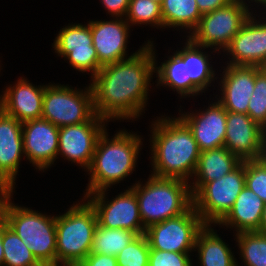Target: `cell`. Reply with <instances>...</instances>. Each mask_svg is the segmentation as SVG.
<instances>
[{
  "mask_svg": "<svg viewBox=\"0 0 266 266\" xmlns=\"http://www.w3.org/2000/svg\"><path fill=\"white\" fill-rule=\"evenodd\" d=\"M145 44L128 58L102 66L91 78L94 109L101 118L131 120L144 110L157 64L153 42Z\"/></svg>",
  "mask_w": 266,
  "mask_h": 266,
  "instance_id": "cell-1",
  "label": "cell"
},
{
  "mask_svg": "<svg viewBox=\"0 0 266 266\" xmlns=\"http://www.w3.org/2000/svg\"><path fill=\"white\" fill-rule=\"evenodd\" d=\"M152 125V175L189 182L200 156L191 129L180 117H159Z\"/></svg>",
  "mask_w": 266,
  "mask_h": 266,
  "instance_id": "cell-2",
  "label": "cell"
},
{
  "mask_svg": "<svg viewBox=\"0 0 266 266\" xmlns=\"http://www.w3.org/2000/svg\"><path fill=\"white\" fill-rule=\"evenodd\" d=\"M98 138L90 167V175L85 196L108 189L127 178L136 167L142 141L140 136L120 130L110 140L106 132Z\"/></svg>",
  "mask_w": 266,
  "mask_h": 266,
  "instance_id": "cell-3",
  "label": "cell"
},
{
  "mask_svg": "<svg viewBox=\"0 0 266 266\" xmlns=\"http://www.w3.org/2000/svg\"><path fill=\"white\" fill-rule=\"evenodd\" d=\"M130 189L135 193L145 229L186 213L193 206L189 182L178 178L149 175L146 184L136 182Z\"/></svg>",
  "mask_w": 266,
  "mask_h": 266,
  "instance_id": "cell-4",
  "label": "cell"
},
{
  "mask_svg": "<svg viewBox=\"0 0 266 266\" xmlns=\"http://www.w3.org/2000/svg\"><path fill=\"white\" fill-rule=\"evenodd\" d=\"M11 198L12 194L0 200V211L8 226L43 266H56V216L15 206Z\"/></svg>",
  "mask_w": 266,
  "mask_h": 266,
  "instance_id": "cell-5",
  "label": "cell"
},
{
  "mask_svg": "<svg viewBox=\"0 0 266 266\" xmlns=\"http://www.w3.org/2000/svg\"><path fill=\"white\" fill-rule=\"evenodd\" d=\"M98 219L87 202L56 216V266L79 265L90 253Z\"/></svg>",
  "mask_w": 266,
  "mask_h": 266,
  "instance_id": "cell-6",
  "label": "cell"
},
{
  "mask_svg": "<svg viewBox=\"0 0 266 266\" xmlns=\"http://www.w3.org/2000/svg\"><path fill=\"white\" fill-rule=\"evenodd\" d=\"M95 114L90 84L84 91L64 84L45 86L42 118L58 128L87 122Z\"/></svg>",
  "mask_w": 266,
  "mask_h": 266,
  "instance_id": "cell-7",
  "label": "cell"
},
{
  "mask_svg": "<svg viewBox=\"0 0 266 266\" xmlns=\"http://www.w3.org/2000/svg\"><path fill=\"white\" fill-rule=\"evenodd\" d=\"M245 187V161L220 179L207 182L194 196L193 206L206 225L218 224Z\"/></svg>",
  "mask_w": 266,
  "mask_h": 266,
  "instance_id": "cell-8",
  "label": "cell"
},
{
  "mask_svg": "<svg viewBox=\"0 0 266 266\" xmlns=\"http://www.w3.org/2000/svg\"><path fill=\"white\" fill-rule=\"evenodd\" d=\"M248 5L232 0L226 6L202 15L196 29L189 34L195 44L224 50L248 17L252 14ZM218 46V47H217Z\"/></svg>",
  "mask_w": 266,
  "mask_h": 266,
  "instance_id": "cell-9",
  "label": "cell"
},
{
  "mask_svg": "<svg viewBox=\"0 0 266 266\" xmlns=\"http://www.w3.org/2000/svg\"><path fill=\"white\" fill-rule=\"evenodd\" d=\"M205 225L192 206L182 215L149 226L145 235L150 249L190 253L196 251V238Z\"/></svg>",
  "mask_w": 266,
  "mask_h": 266,
  "instance_id": "cell-10",
  "label": "cell"
},
{
  "mask_svg": "<svg viewBox=\"0 0 266 266\" xmlns=\"http://www.w3.org/2000/svg\"><path fill=\"white\" fill-rule=\"evenodd\" d=\"M107 189L100 190L84 196L95 209L98 224L110 229H125L136 232L138 235L145 234L139 204L135 193L128 188L111 201H106Z\"/></svg>",
  "mask_w": 266,
  "mask_h": 266,
  "instance_id": "cell-11",
  "label": "cell"
},
{
  "mask_svg": "<svg viewBox=\"0 0 266 266\" xmlns=\"http://www.w3.org/2000/svg\"><path fill=\"white\" fill-rule=\"evenodd\" d=\"M105 121L97 113L87 122L67 125L59 128L58 154L65 159L76 162L81 167H90L96 144L106 129Z\"/></svg>",
  "mask_w": 266,
  "mask_h": 266,
  "instance_id": "cell-12",
  "label": "cell"
},
{
  "mask_svg": "<svg viewBox=\"0 0 266 266\" xmlns=\"http://www.w3.org/2000/svg\"><path fill=\"white\" fill-rule=\"evenodd\" d=\"M53 48L59 56L67 58L76 70L91 72L92 78L102 67L93 46L89 23L71 24L62 28L55 38Z\"/></svg>",
  "mask_w": 266,
  "mask_h": 266,
  "instance_id": "cell-13",
  "label": "cell"
},
{
  "mask_svg": "<svg viewBox=\"0 0 266 266\" xmlns=\"http://www.w3.org/2000/svg\"><path fill=\"white\" fill-rule=\"evenodd\" d=\"M59 128L43 119H33L22 123L24 156L36 169L49 168L57 159Z\"/></svg>",
  "mask_w": 266,
  "mask_h": 266,
  "instance_id": "cell-14",
  "label": "cell"
},
{
  "mask_svg": "<svg viewBox=\"0 0 266 266\" xmlns=\"http://www.w3.org/2000/svg\"><path fill=\"white\" fill-rule=\"evenodd\" d=\"M225 51L232 56L228 65L262 67L266 62V21L261 23L252 13Z\"/></svg>",
  "mask_w": 266,
  "mask_h": 266,
  "instance_id": "cell-15",
  "label": "cell"
},
{
  "mask_svg": "<svg viewBox=\"0 0 266 266\" xmlns=\"http://www.w3.org/2000/svg\"><path fill=\"white\" fill-rule=\"evenodd\" d=\"M191 129L200 152L224 146L227 110L217 101L200 113L181 114Z\"/></svg>",
  "mask_w": 266,
  "mask_h": 266,
  "instance_id": "cell-16",
  "label": "cell"
},
{
  "mask_svg": "<svg viewBox=\"0 0 266 266\" xmlns=\"http://www.w3.org/2000/svg\"><path fill=\"white\" fill-rule=\"evenodd\" d=\"M263 131L248 114L227 111L224 146L241 161L257 160Z\"/></svg>",
  "mask_w": 266,
  "mask_h": 266,
  "instance_id": "cell-17",
  "label": "cell"
},
{
  "mask_svg": "<svg viewBox=\"0 0 266 266\" xmlns=\"http://www.w3.org/2000/svg\"><path fill=\"white\" fill-rule=\"evenodd\" d=\"M116 19L89 21L93 46L102 66L124 60L127 57L128 30L132 25H129L124 17Z\"/></svg>",
  "mask_w": 266,
  "mask_h": 266,
  "instance_id": "cell-18",
  "label": "cell"
},
{
  "mask_svg": "<svg viewBox=\"0 0 266 266\" xmlns=\"http://www.w3.org/2000/svg\"><path fill=\"white\" fill-rule=\"evenodd\" d=\"M221 77L218 102L227 111L247 114L255 83V66L227 65Z\"/></svg>",
  "mask_w": 266,
  "mask_h": 266,
  "instance_id": "cell-19",
  "label": "cell"
},
{
  "mask_svg": "<svg viewBox=\"0 0 266 266\" xmlns=\"http://www.w3.org/2000/svg\"><path fill=\"white\" fill-rule=\"evenodd\" d=\"M45 85L33 86L20 78L0 96V109L20 122L42 118Z\"/></svg>",
  "mask_w": 266,
  "mask_h": 266,
  "instance_id": "cell-20",
  "label": "cell"
},
{
  "mask_svg": "<svg viewBox=\"0 0 266 266\" xmlns=\"http://www.w3.org/2000/svg\"><path fill=\"white\" fill-rule=\"evenodd\" d=\"M22 122L0 109V178L13 190L21 156Z\"/></svg>",
  "mask_w": 266,
  "mask_h": 266,
  "instance_id": "cell-21",
  "label": "cell"
},
{
  "mask_svg": "<svg viewBox=\"0 0 266 266\" xmlns=\"http://www.w3.org/2000/svg\"><path fill=\"white\" fill-rule=\"evenodd\" d=\"M241 162L225 146L200 152L193 175L195 182L189 184L192 195L194 196L207 182L220 179L230 173Z\"/></svg>",
  "mask_w": 266,
  "mask_h": 266,
  "instance_id": "cell-22",
  "label": "cell"
},
{
  "mask_svg": "<svg viewBox=\"0 0 266 266\" xmlns=\"http://www.w3.org/2000/svg\"><path fill=\"white\" fill-rule=\"evenodd\" d=\"M264 204L258 195L245 186L232 209L218 224L235 228L237 233L258 231Z\"/></svg>",
  "mask_w": 266,
  "mask_h": 266,
  "instance_id": "cell-23",
  "label": "cell"
},
{
  "mask_svg": "<svg viewBox=\"0 0 266 266\" xmlns=\"http://www.w3.org/2000/svg\"><path fill=\"white\" fill-rule=\"evenodd\" d=\"M187 38L184 48L180 51L176 50V53L184 62H187L188 78H191V95L195 96L204 92L217 77H215L213 67L209 64L208 54L201 52L202 48L204 50L207 47L197 45L189 37Z\"/></svg>",
  "mask_w": 266,
  "mask_h": 266,
  "instance_id": "cell-24",
  "label": "cell"
},
{
  "mask_svg": "<svg viewBox=\"0 0 266 266\" xmlns=\"http://www.w3.org/2000/svg\"><path fill=\"white\" fill-rule=\"evenodd\" d=\"M212 225L198 233L194 249L198 250L201 266H239L230 247L217 235Z\"/></svg>",
  "mask_w": 266,
  "mask_h": 266,
  "instance_id": "cell-25",
  "label": "cell"
},
{
  "mask_svg": "<svg viewBox=\"0 0 266 266\" xmlns=\"http://www.w3.org/2000/svg\"><path fill=\"white\" fill-rule=\"evenodd\" d=\"M163 27H180L192 33L198 26L202 14L196 0H163L161 2Z\"/></svg>",
  "mask_w": 266,
  "mask_h": 266,
  "instance_id": "cell-26",
  "label": "cell"
},
{
  "mask_svg": "<svg viewBox=\"0 0 266 266\" xmlns=\"http://www.w3.org/2000/svg\"><path fill=\"white\" fill-rule=\"evenodd\" d=\"M157 86L165 85L174 89L183 97L191 95V78H188L187 62L175 52L159 67L155 66ZM158 74V75H157Z\"/></svg>",
  "mask_w": 266,
  "mask_h": 266,
  "instance_id": "cell-27",
  "label": "cell"
},
{
  "mask_svg": "<svg viewBox=\"0 0 266 266\" xmlns=\"http://www.w3.org/2000/svg\"><path fill=\"white\" fill-rule=\"evenodd\" d=\"M138 234L125 229H110L97 224L89 254L117 256Z\"/></svg>",
  "mask_w": 266,
  "mask_h": 266,
  "instance_id": "cell-28",
  "label": "cell"
},
{
  "mask_svg": "<svg viewBox=\"0 0 266 266\" xmlns=\"http://www.w3.org/2000/svg\"><path fill=\"white\" fill-rule=\"evenodd\" d=\"M3 266H43L8 225L2 235Z\"/></svg>",
  "mask_w": 266,
  "mask_h": 266,
  "instance_id": "cell-29",
  "label": "cell"
},
{
  "mask_svg": "<svg viewBox=\"0 0 266 266\" xmlns=\"http://www.w3.org/2000/svg\"><path fill=\"white\" fill-rule=\"evenodd\" d=\"M235 236L245 266H266V234L252 231Z\"/></svg>",
  "mask_w": 266,
  "mask_h": 266,
  "instance_id": "cell-30",
  "label": "cell"
},
{
  "mask_svg": "<svg viewBox=\"0 0 266 266\" xmlns=\"http://www.w3.org/2000/svg\"><path fill=\"white\" fill-rule=\"evenodd\" d=\"M125 16L129 25L150 24L163 27L161 3L154 0H130Z\"/></svg>",
  "mask_w": 266,
  "mask_h": 266,
  "instance_id": "cell-31",
  "label": "cell"
},
{
  "mask_svg": "<svg viewBox=\"0 0 266 266\" xmlns=\"http://www.w3.org/2000/svg\"><path fill=\"white\" fill-rule=\"evenodd\" d=\"M247 114L263 129L266 128V72L255 66V83Z\"/></svg>",
  "mask_w": 266,
  "mask_h": 266,
  "instance_id": "cell-32",
  "label": "cell"
},
{
  "mask_svg": "<svg viewBox=\"0 0 266 266\" xmlns=\"http://www.w3.org/2000/svg\"><path fill=\"white\" fill-rule=\"evenodd\" d=\"M149 252L148 239L140 234L117 254V266H148Z\"/></svg>",
  "mask_w": 266,
  "mask_h": 266,
  "instance_id": "cell-33",
  "label": "cell"
},
{
  "mask_svg": "<svg viewBox=\"0 0 266 266\" xmlns=\"http://www.w3.org/2000/svg\"><path fill=\"white\" fill-rule=\"evenodd\" d=\"M245 186L266 203V166L258 160L245 161Z\"/></svg>",
  "mask_w": 266,
  "mask_h": 266,
  "instance_id": "cell-34",
  "label": "cell"
},
{
  "mask_svg": "<svg viewBox=\"0 0 266 266\" xmlns=\"http://www.w3.org/2000/svg\"><path fill=\"white\" fill-rule=\"evenodd\" d=\"M189 253L150 249L148 266H192Z\"/></svg>",
  "mask_w": 266,
  "mask_h": 266,
  "instance_id": "cell-35",
  "label": "cell"
},
{
  "mask_svg": "<svg viewBox=\"0 0 266 266\" xmlns=\"http://www.w3.org/2000/svg\"><path fill=\"white\" fill-rule=\"evenodd\" d=\"M78 266H117V257L104 254H89Z\"/></svg>",
  "mask_w": 266,
  "mask_h": 266,
  "instance_id": "cell-36",
  "label": "cell"
},
{
  "mask_svg": "<svg viewBox=\"0 0 266 266\" xmlns=\"http://www.w3.org/2000/svg\"><path fill=\"white\" fill-rule=\"evenodd\" d=\"M101 2L111 16L121 18L127 13L130 0H101Z\"/></svg>",
  "mask_w": 266,
  "mask_h": 266,
  "instance_id": "cell-37",
  "label": "cell"
},
{
  "mask_svg": "<svg viewBox=\"0 0 266 266\" xmlns=\"http://www.w3.org/2000/svg\"><path fill=\"white\" fill-rule=\"evenodd\" d=\"M232 0H196L198 9L203 15L216 9L226 6Z\"/></svg>",
  "mask_w": 266,
  "mask_h": 266,
  "instance_id": "cell-38",
  "label": "cell"
},
{
  "mask_svg": "<svg viewBox=\"0 0 266 266\" xmlns=\"http://www.w3.org/2000/svg\"><path fill=\"white\" fill-rule=\"evenodd\" d=\"M257 160L263 165L266 166V130L264 129L262 137H261V144H260V151Z\"/></svg>",
  "mask_w": 266,
  "mask_h": 266,
  "instance_id": "cell-39",
  "label": "cell"
},
{
  "mask_svg": "<svg viewBox=\"0 0 266 266\" xmlns=\"http://www.w3.org/2000/svg\"><path fill=\"white\" fill-rule=\"evenodd\" d=\"M7 220L3 213L0 211V266H3V257H4V252H3V246H2V235L4 228L7 226Z\"/></svg>",
  "mask_w": 266,
  "mask_h": 266,
  "instance_id": "cell-40",
  "label": "cell"
},
{
  "mask_svg": "<svg viewBox=\"0 0 266 266\" xmlns=\"http://www.w3.org/2000/svg\"><path fill=\"white\" fill-rule=\"evenodd\" d=\"M13 190L0 178V200L13 194Z\"/></svg>",
  "mask_w": 266,
  "mask_h": 266,
  "instance_id": "cell-41",
  "label": "cell"
},
{
  "mask_svg": "<svg viewBox=\"0 0 266 266\" xmlns=\"http://www.w3.org/2000/svg\"><path fill=\"white\" fill-rule=\"evenodd\" d=\"M257 232L266 234V203L264 204V208L262 211V217H261V221H260V227H259V230Z\"/></svg>",
  "mask_w": 266,
  "mask_h": 266,
  "instance_id": "cell-42",
  "label": "cell"
},
{
  "mask_svg": "<svg viewBox=\"0 0 266 266\" xmlns=\"http://www.w3.org/2000/svg\"><path fill=\"white\" fill-rule=\"evenodd\" d=\"M236 1L247 5V3L245 2L246 0H236ZM251 1H253V0H251ZM254 2L258 3V4L260 3V4H262V5H264L266 7V0H254Z\"/></svg>",
  "mask_w": 266,
  "mask_h": 266,
  "instance_id": "cell-43",
  "label": "cell"
},
{
  "mask_svg": "<svg viewBox=\"0 0 266 266\" xmlns=\"http://www.w3.org/2000/svg\"><path fill=\"white\" fill-rule=\"evenodd\" d=\"M266 72V62L261 67Z\"/></svg>",
  "mask_w": 266,
  "mask_h": 266,
  "instance_id": "cell-44",
  "label": "cell"
},
{
  "mask_svg": "<svg viewBox=\"0 0 266 266\" xmlns=\"http://www.w3.org/2000/svg\"><path fill=\"white\" fill-rule=\"evenodd\" d=\"M154 1H156V2H158V3H161L163 0H154Z\"/></svg>",
  "mask_w": 266,
  "mask_h": 266,
  "instance_id": "cell-45",
  "label": "cell"
}]
</instances>
